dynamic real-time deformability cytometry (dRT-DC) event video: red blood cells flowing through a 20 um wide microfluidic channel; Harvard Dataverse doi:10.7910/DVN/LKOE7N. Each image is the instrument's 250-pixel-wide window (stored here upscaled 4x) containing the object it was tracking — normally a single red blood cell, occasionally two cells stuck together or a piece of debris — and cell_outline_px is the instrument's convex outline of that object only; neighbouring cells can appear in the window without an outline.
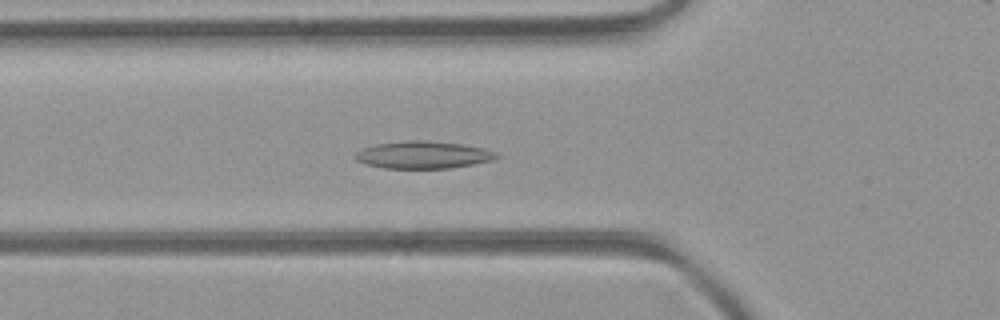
{"species": "common noctule bat (a hibernating species)", "species_latin": "Nyctalus noctula", "temperature_condition": "room temperature", "stored_images_in_passage": 40, "camera_frame_rate_fps": 3000, "um_per_image_px": 0.085, "animal": {"sex": "female", "body_mass_g": 21.9}, "frame": {"image": 1, "passage_image": 9, "time_ms": 2.667, "image_size_px": [1000, 320], "cell_outline_px": [[500, 156], [492, 160], [452, 168], [384, 168], [364, 164], [356, 160], [352, 156], [360, 148], [376, 144], [404, 140], [428, 140], [464, 144], [484, 148], [496, 152]], "centroid_in_image_um": [35.92, 13.15], "position_along_channel_um": 89.9, "area_um2": 22.83}}
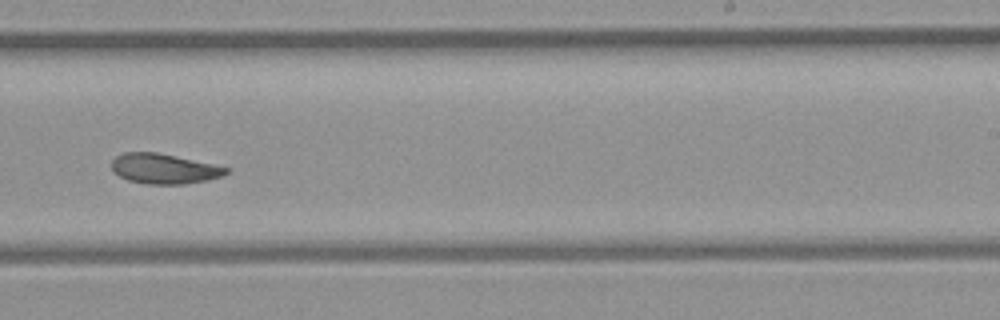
{"frame": {"image": 2, "passage_image": 22, "time_ms": 7.0, "image_size_px": [1000, 320], "cell_outline_px": [[228, 172], [224, 176], [208, 180], [184, 184], [148, 184], [128, 180], [112, 172], [112, 160], [116, 156], [124, 152], [156, 152], [212, 164], [228, 168]], "centroid_in_image_um": [13.92, 14.35], "position_along_channel_um": 275.1, "area_um2": 19.94}}
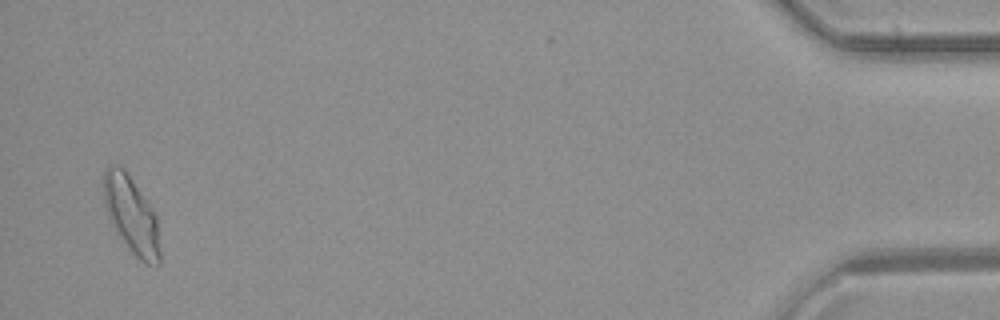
{"frame": {"image": 3, "passage_image": 39, "time_ms": 12.667, "image_size_px": [1000, 320], "cell_outline_px": [[160, 264], [148, 264], [140, 260], [132, 252], [108, 216], [104, 204], [104, 172], [108, 164], [120, 164], [124, 168], [156, 216], [160, 252]], "centroid_in_image_um": [11.16, 18.23], "position_along_channel_um": 424.0, "area_um2": 24.45}, "authors_computed_cell_mechanics": {"area_um2": 21.2704, "velocity_mm_per_s": 4.2615, "shape_relaxation_time_tau1_ms": 10.5347, "shape_relaxation_time_tau2_ms": 1.4793, "deformation_change_tau1": 0.2267, "deformation_change_tau2": 0.0643}}